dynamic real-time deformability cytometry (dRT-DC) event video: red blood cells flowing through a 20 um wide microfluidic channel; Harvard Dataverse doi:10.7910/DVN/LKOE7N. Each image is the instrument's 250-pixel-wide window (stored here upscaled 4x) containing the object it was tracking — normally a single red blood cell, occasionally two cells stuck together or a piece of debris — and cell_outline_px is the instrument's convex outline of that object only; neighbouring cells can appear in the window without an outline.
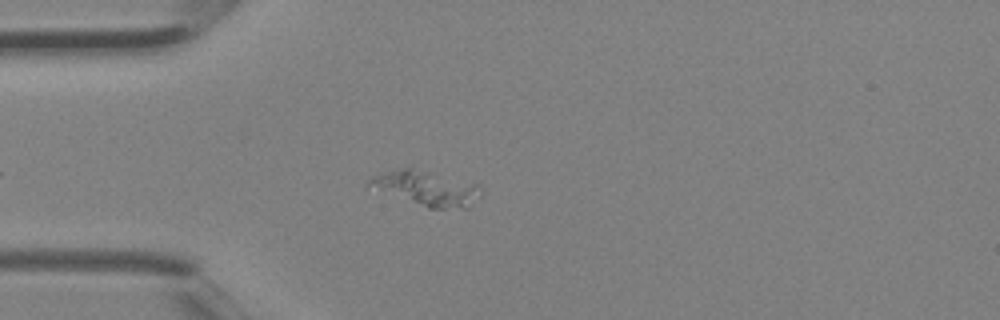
{"species": "Egyptian fruit bat (a non-hibernating species)", "species_latin": "Rousettus aegyptiacus", "temperature_condition": "room temperature", "stored_images_in_passage": 1, "camera_frame_rate_fps": 3000, "um_per_image_px": 0.085, "animal": {"sex": "female"}, "frame": {"image": 1, "passage_image": 1, "time_ms": 0.0, "image_size_px": [1000, 320], "cell_outline_px": [[480, 196], [468, 208], [428, 208], [368, 184], [368, 180], [372, 176], [404, 168], [412, 168], [432, 172], [480, 184]], "centroid_in_image_um": [36.38, 16.0], "position_along_channel_um": 48.6, "area_um2": 21.68}}